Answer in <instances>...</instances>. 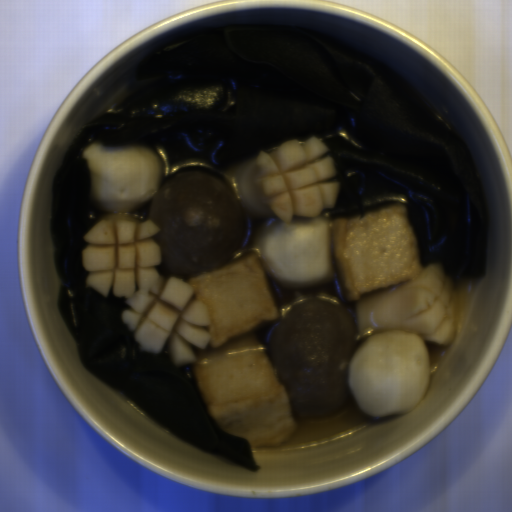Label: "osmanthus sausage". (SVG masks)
<instances>
[{"instance_id":"341b10c4","label":"osmanthus sausage","mask_w":512,"mask_h":512,"mask_svg":"<svg viewBox=\"0 0 512 512\" xmlns=\"http://www.w3.org/2000/svg\"><path fill=\"white\" fill-rule=\"evenodd\" d=\"M350 312L359 339L399 329L445 346L457 332L455 289L436 264L420 269L412 280L361 295Z\"/></svg>"},{"instance_id":"a09e9dec","label":"osmanthus sausage","mask_w":512,"mask_h":512,"mask_svg":"<svg viewBox=\"0 0 512 512\" xmlns=\"http://www.w3.org/2000/svg\"><path fill=\"white\" fill-rule=\"evenodd\" d=\"M328 147L317 137L288 140L274 152H258L252 161L227 175L241 206L252 220L294 216L314 217L336 207L338 181Z\"/></svg>"},{"instance_id":"d35146e8","label":"osmanthus sausage","mask_w":512,"mask_h":512,"mask_svg":"<svg viewBox=\"0 0 512 512\" xmlns=\"http://www.w3.org/2000/svg\"><path fill=\"white\" fill-rule=\"evenodd\" d=\"M160 227L128 214L107 215L84 235L83 266L90 274L86 288L124 297L120 320L139 351L160 354L166 347L172 365H194L212 334L209 312L190 282L165 277L153 236Z\"/></svg>"}]
</instances>
